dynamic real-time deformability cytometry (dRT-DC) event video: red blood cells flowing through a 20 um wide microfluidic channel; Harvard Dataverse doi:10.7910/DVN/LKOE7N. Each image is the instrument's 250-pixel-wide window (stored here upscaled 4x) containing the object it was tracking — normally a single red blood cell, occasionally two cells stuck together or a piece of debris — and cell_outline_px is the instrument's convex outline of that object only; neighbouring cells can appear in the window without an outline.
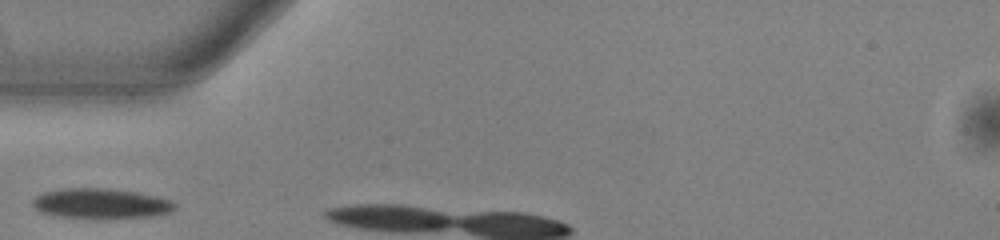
{"species": "common noctule bat (a hibernating species)", "species_latin": "Nyctalus noctula", "temperature_condition": "warm", "stored_images_in_passage": 3, "camera_frame_rate_fps": 3000, "um_per_image_px": 0.085, "animal": {"sex": "male", "body_mass_g": 13.0, "forearm_length_mm": 53.1}, "frame": {"image": 1, "passage_image": 1, "time_ms": 0.0, "image_size_px": [1000, 240], "cell_outline_px": [[176, 208], [172, 212], [156, 216], [96, 220], [52, 216], [40, 212], [32, 204], [32, 200], [36, 196], [44, 192], [60, 188], [108, 188], [136, 192], [156, 196], [172, 200], [176, 204]], "centroid_in_image_um": [8.58, 17.33], "position_along_channel_um": 76.4, "area_um2": 25.89}}